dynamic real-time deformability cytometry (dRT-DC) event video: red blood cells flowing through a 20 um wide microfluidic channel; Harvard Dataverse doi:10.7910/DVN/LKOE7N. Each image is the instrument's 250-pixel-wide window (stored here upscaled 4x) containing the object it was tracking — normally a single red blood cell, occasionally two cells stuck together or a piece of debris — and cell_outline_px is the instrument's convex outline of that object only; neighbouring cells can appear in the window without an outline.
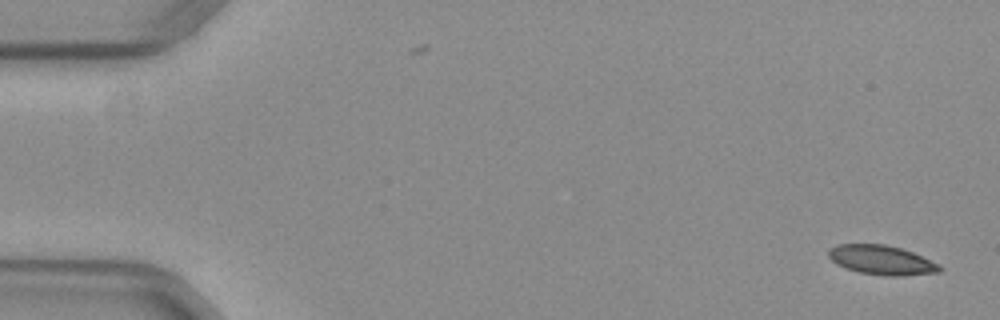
{"species": "common noctule bat (a hibernating species)", "species_latin": "Nyctalus noctula", "temperature_condition": "warm", "stored_images_in_passage": 5, "camera_frame_rate_fps": 3000, "um_per_image_px": 0.085, "animal": {"sex": "female", "body_mass_g": 29.2, "forearm_length_mm": 56.3}, "frame": {"image": 1, "passage_image": 1, "time_ms": 0.0, "image_size_px": [1000, 320], "cell_outline_px": [[940, 272], [904, 276], [888, 276], [860, 272], [836, 264], [828, 256], [828, 248], [836, 244], [884, 244], [900, 248], [912, 252], [940, 264]], "centroid_in_image_um": [74.92, 22.1], "position_along_channel_um": 10.1, "area_um2": 18.96}}